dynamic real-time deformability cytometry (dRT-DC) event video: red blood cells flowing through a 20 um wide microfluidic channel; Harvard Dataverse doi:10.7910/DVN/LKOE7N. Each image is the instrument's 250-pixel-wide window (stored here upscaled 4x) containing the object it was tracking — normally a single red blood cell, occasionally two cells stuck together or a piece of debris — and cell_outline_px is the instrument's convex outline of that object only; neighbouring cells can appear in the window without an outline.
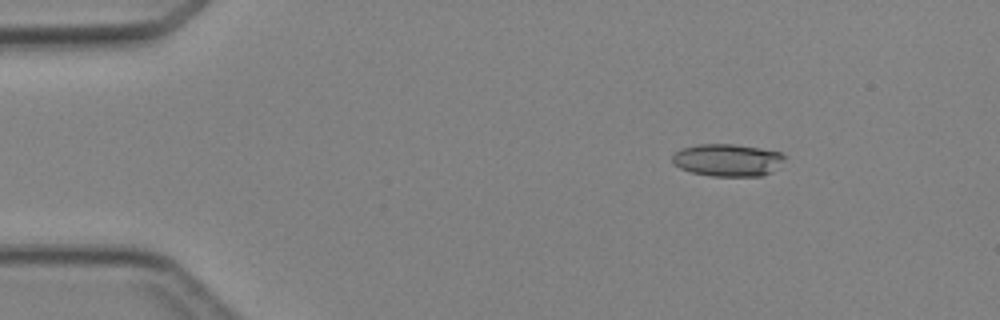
{"species": "Egyptian fruit bat (a non-hibernating species)", "species_latin": "Rousettus aegyptiacus", "temperature_condition": "cold", "stored_images_in_passage": 5, "camera_frame_rate_fps": 3000, "um_per_image_px": 0.085, "animal": {"sex": "female"}, "frame": {"image": 1, "passage_image": 2, "time_ms": 1.0, "image_size_px": [1000, 320], "cell_outline_px": [[784, 156], [772, 172], [764, 176], [712, 176], [692, 172], [680, 168], [672, 160], [672, 156], [680, 148], [700, 144], [736, 144], [760, 148], [780, 152]], "centroid_in_image_um": [61.81, 13.6], "position_along_channel_um": 23.2, "area_um2": 20.98}}
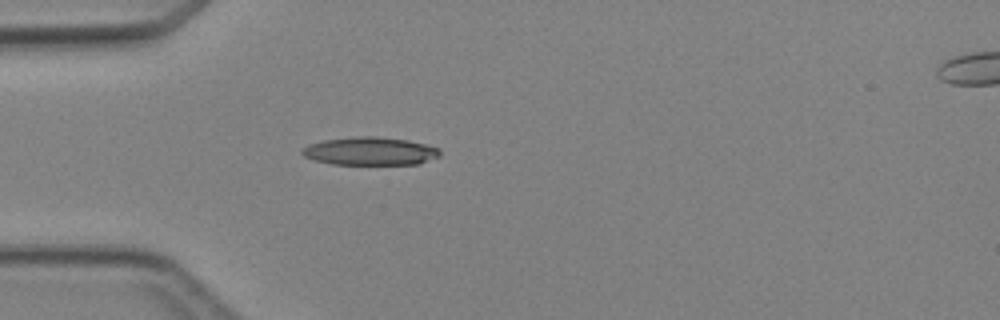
{"frame": {"image": 2, "passage_image": 4, "time_ms": 3.333, "image_size_px": [1000, 320], "cell_outline_px": [[440, 156], [420, 164], [332, 164], [316, 160], [304, 156], [300, 152], [308, 144], [324, 140], [360, 136], [376, 136], [408, 140], [440, 148]], "centroid_in_image_um": [31.49, 12.85], "position_along_channel_um": 53.5, "area_um2": 22.48}}